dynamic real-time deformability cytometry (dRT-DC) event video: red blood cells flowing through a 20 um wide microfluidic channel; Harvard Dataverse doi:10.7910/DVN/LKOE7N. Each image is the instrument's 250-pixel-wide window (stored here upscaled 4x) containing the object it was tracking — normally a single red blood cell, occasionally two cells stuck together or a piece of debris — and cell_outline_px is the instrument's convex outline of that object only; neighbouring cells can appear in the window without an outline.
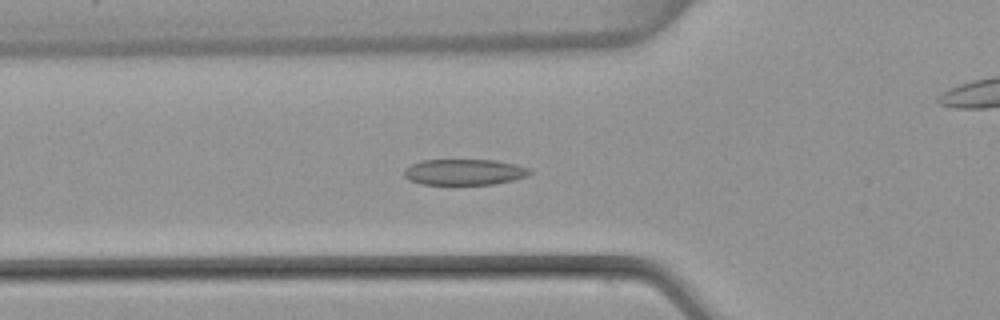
{"species": "common noctule bat (a hibernating species)", "species_latin": "Nyctalus noctula", "temperature_condition": "warm", "stored_images_in_passage": 54, "camera_frame_rate_fps": 3000, "um_per_image_px": 0.085, "animal": {"sex": "female", "body_mass_g": 22.7, "forearm_length_mm": 54.2}, "frame": {"image": 1, "passage_image": 18, "time_ms": 5.667, "image_size_px": [1000, 320], "cell_outline_px": [[532, 172], [528, 176], [496, 184], [420, 184], [408, 180], [404, 176], [404, 168], [420, 160], [496, 160], [516, 164], [532, 168]], "centroid_in_image_um": [39.48, 14.62], "position_along_channel_um": 86.3, "area_um2": 19.19}}
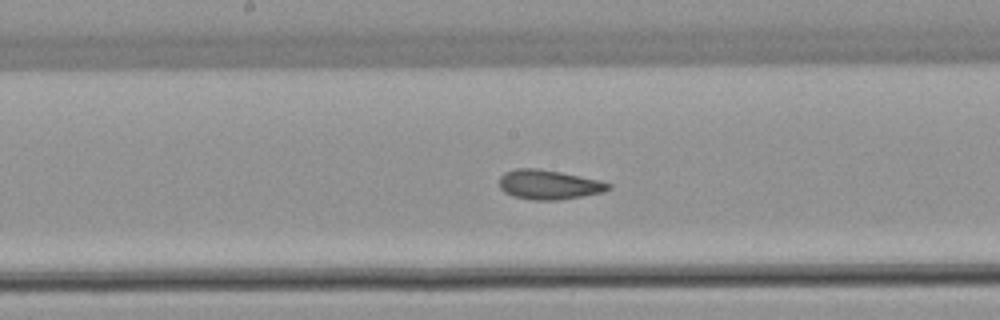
{"frame": {"image": 2, "passage_image": 27, "time_ms": 8.667, "image_size_px": [1000, 320], "cell_outline_px": [[612, 188], [604, 192], [556, 200], [532, 200], [512, 196], [504, 192], [500, 188], [500, 176], [504, 172], [516, 168], [536, 168], [560, 172], [600, 180], [612, 184]], "centroid_in_image_um": [46.64, 15.69], "position_along_channel_um": 201.6, "area_um2": 18.79}}
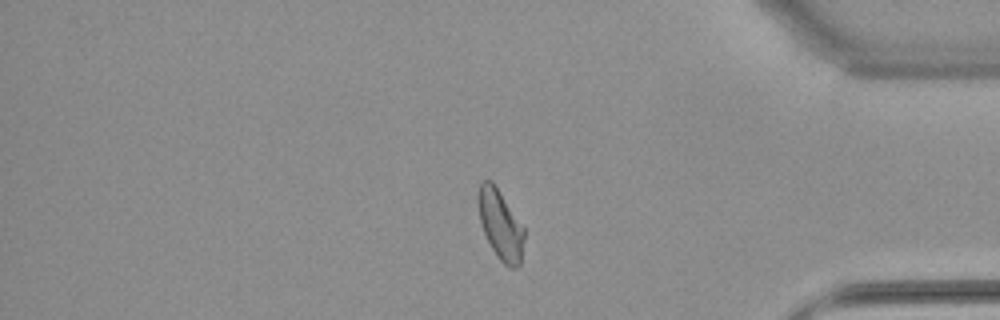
{"frame": {"image": 3, "passage_image": 44, "time_ms": 14.333, "image_size_px": [1000, 320], "cell_outline_px": [[524, 240], [520, 264], [516, 268], [508, 268], [496, 256], [484, 232], [480, 220], [476, 200], [476, 196], [480, 184], [484, 180], [492, 180], [524, 228]], "centroid_in_image_um": [42.52, 19.1], "position_along_channel_um": 392.7, "area_um2": 18.61}, "authors_computed_cell_mechanics": {"area_um2": 19.1607, "velocity_mm_per_s": 3.8256, "shape_relaxation_time_tau1_ms": null, "shape_relaxation_time_tau2_ms": 1.4703, "deformation_change_tau1": null, "deformation_change_tau2": 0.081}}